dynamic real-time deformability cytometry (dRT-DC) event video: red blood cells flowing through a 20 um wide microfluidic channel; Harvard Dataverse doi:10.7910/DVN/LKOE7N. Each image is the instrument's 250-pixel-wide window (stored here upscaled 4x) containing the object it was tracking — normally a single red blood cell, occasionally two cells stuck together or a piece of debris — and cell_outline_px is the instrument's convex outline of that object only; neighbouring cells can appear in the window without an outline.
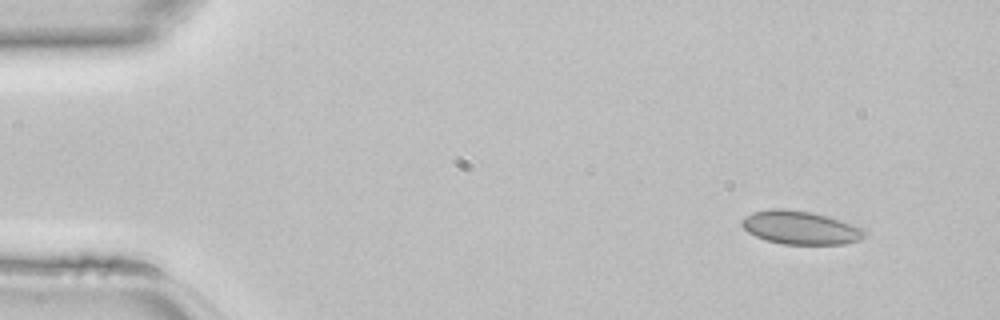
{"species": "common noctule bat (a hibernating species)", "species_latin": "Nyctalus noctula", "temperature_condition": "room temperature", "stored_images_in_passage": 42, "segment_of_instrument_passage": [1, 3], "camera_frame_rate_fps": 3000, "um_per_image_px": 0.085, "animal": {"sex": "female", "body_mass_g": 22.7, "forearm_length_mm": 54.2}, "frame": {"image": 1, "passage_image": 1, "time_ms": 0.0, "image_size_px": [1000, 320], "cell_outline_px": [[868, 232], [860, 240], [844, 244], [784, 244], [764, 240], [748, 232], [740, 224], [740, 220], [744, 216], [752, 212], [772, 208], [780, 208], [812, 212], [828, 216], [852, 224]], "centroid_in_image_um": [68.0, 19.34], "position_along_channel_um": 17.0, "area_um2": 23.99}}